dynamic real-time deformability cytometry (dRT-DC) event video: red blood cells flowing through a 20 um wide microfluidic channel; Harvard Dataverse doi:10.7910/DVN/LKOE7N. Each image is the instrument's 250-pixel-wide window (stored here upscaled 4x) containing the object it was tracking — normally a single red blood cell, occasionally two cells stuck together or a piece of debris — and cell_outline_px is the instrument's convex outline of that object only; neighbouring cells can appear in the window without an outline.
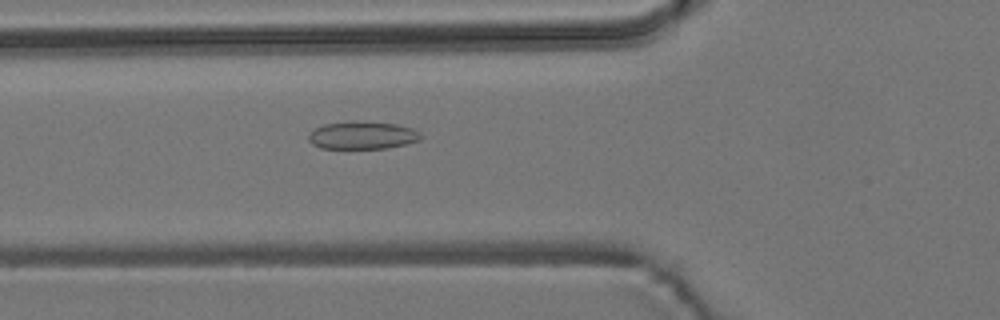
{"species": "common noctule bat (a hibernating species)", "species_latin": "Nyctalus noctula", "temperature_condition": "room temperature", "stored_images_in_passage": 55, "camera_frame_rate_fps": 3000, "um_per_image_px": 0.085, "animal": {"sex": "male", "body_mass_g": 19.2, "forearm_length_mm": 51.8}, "frame": {"image": 1, "passage_image": 20, "time_ms": 6.333, "image_size_px": [1000, 320], "cell_outline_px": [[424, 136], [420, 140], [388, 148], [320, 148], [312, 144], [308, 140], [308, 132], [324, 124], [396, 124], [412, 128], [420, 132]], "centroid_in_image_um": [30.82, 11.55], "position_along_channel_um": 95.0, "area_um2": 17.28}}
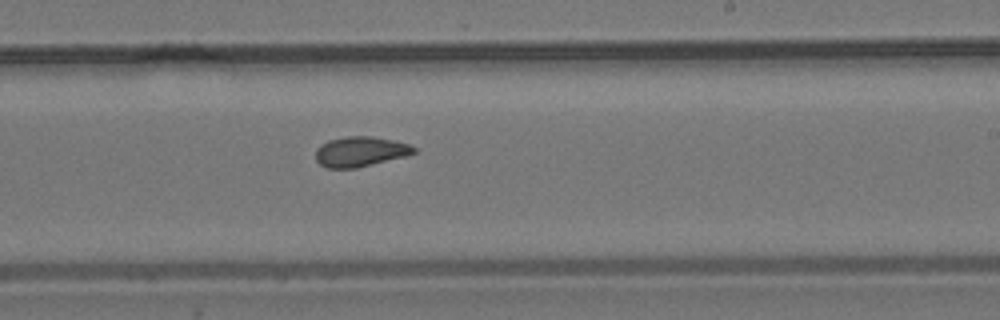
{"frame": {"image": 2, "passage_image": 33, "time_ms": 10.667, "image_size_px": [1000, 320], "cell_outline_px": [[416, 152], [408, 156], [356, 168], [328, 168], [320, 164], [316, 160], [316, 148], [320, 144], [328, 140], [348, 136], [372, 136], [392, 140], [408, 144], [416, 148]], "centroid_in_image_um": [30.63, 12.89], "position_along_channel_um": 258.4, "area_um2": 17.28}}
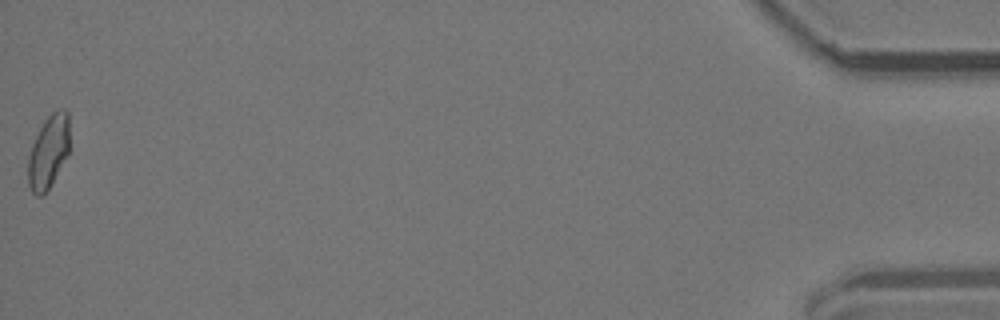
{"frame": {"image": 3, "passage_image": 55, "time_ms": 18.0, "image_size_px": [1000, 320], "cell_outline_px": [[68, 152], [48, 188], [40, 196], [36, 196], [32, 192], [28, 184], [28, 156], [32, 144], [44, 120], [52, 112], [60, 108], [64, 108], [68, 112]], "centroid_in_image_um": [4.09, 12.86], "position_along_channel_um": 431.1, "area_um2": 17.22}, "authors_computed_cell_mechanics": {"area_um2": 17.5712, "velocity_mm_per_s": 3.7533, "shape_relaxation_time_tau1_ms": null, "shape_relaxation_time_tau2_ms": 1.4206, "deformation_change_tau1": null, "deformation_change_tau2": 0.0688}}